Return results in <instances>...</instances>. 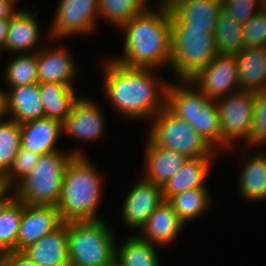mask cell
Returning <instances> with one entry per match:
<instances>
[{
  "label": "cell",
  "mask_w": 266,
  "mask_h": 266,
  "mask_svg": "<svg viewBox=\"0 0 266 266\" xmlns=\"http://www.w3.org/2000/svg\"><path fill=\"white\" fill-rule=\"evenodd\" d=\"M5 189L3 181L0 178V193Z\"/></svg>",
  "instance_id": "cell-43"
},
{
  "label": "cell",
  "mask_w": 266,
  "mask_h": 266,
  "mask_svg": "<svg viewBox=\"0 0 266 266\" xmlns=\"http://www.w3.org/2000/svg\"><path fill=\"white\" fill-rule=\"evenodd\" d=\"M19 0H0V19H11L20 9L16 8Z\"/></svg>",
  "instance_id": "cell-39"
},
{
  "label": "cell",
  "mask_w": 266,
  "mask_h": 266,
  "mask_svg": "<svg viewBox=\"0 0 266 266\" xmlns=\"http://www.w3.org/2000/svg\"><path fill=\"white\" fill-rule=\"evenodd\" d=\"M266 144V89L255 92V102L253 106V130L251 141L246 145L261 149V145Z\"/></svg>",
  "instance_id": "cell-35"
},
{
  "label": "cell",
  "mask_w": 266,
  "mask_h": 266,
  "mask_svg": "<svg viewBox=\"0 0 266 266\" xmlns=\"http://www.w3.org/2000/svg\"><path fill=\"white\" fill-rule=\"evenodd\" d=\"M57 6L47 33L49 40L85 36L97 28L99 0H60Z\"/></svg>",
  "instance_id": "cell-10"
},
{
  "label": "cell",
  "mask_w": 266,
  "mask_h": 266,
  "mask_svg": "<svg viewBox=\"0 0 266 266\" xmlns=\"http://www.w3.org/2000/svg\"><path fill=\"white\" fill-rule=\"evenodd\" d=\"M148 3L149 0H99V19L119 29L136 14L145 11L151 5Z\"/></svg>",
  "instance_id": "cell-31"
},
{
  "label": "cell",
  "mask_w": 266,
  "mask_h": 266,
  "mask_svg": "<svg viewBox=\"0 0 266 266\" xmlns=\"http://www.w3.org/2000/svg\"><path fill=\"white\" fill-rule=\"evenodd\" d=\"M245 48L266 47V5L242 26Z\"/></svg>",
  "instance_id": "cell-36"
},
{
  "label": "cell",
  "mask_w": 266,
  "mask_h": 266,
  "mask_svg": "<svg viewBox=\"0 0 266 266\" xmlns=\"http://www.w3.org/2000/svg\"><path fill=\"white\" fill-rule=\"evenodd\" d=\"M114 231L105 219L67 222L70 266L114 264L119 241Z\"/></svg>",
  "instance_id": "cell-5"
},
{
  "label": "cell",
  "mask_w": 266,
  "mask_h": 266,
  "mask_svg": "<svg viewBox=\"0 0 266 266\" xmlns=\"http://www.w3.org/2000/svg\"><path fill=\"white\" fill-rule=\"evenodd\" d=\"M213 157L188 158L181 170L163 186V196L169 200L173 195L193 188L206 187Z\"/></svg>",
  "instance_id": "cell-24"
},
{
  "label": "cell",
  "mask_w": 266,
  "mask_h": 266,
  "mask_svg": "<svg viewBox=\"0 0 266 266\" xmlns=\"http://www.w3.org/2000/svg\"><path fill=\"white\" fill-rule=\"evenodd\" d=\"M242 26L231 13L222 8L213 32L217 55L236 57L245 49Z\"/></svg>",
  "instance_id": "cell-28"
},
{
  "label": "cell",
  "mask_w": 266,
  "mask_h": 266,
  "mask_svg": "<svg viewBox=\"0 0 266 266\" xmlns=\"http://www.w3.org/2000/svg\"><path fill=\"white\" fill-rule=\"evenodd\" d=\"M147 137L159 147L176 150L188 158L214 157L217 151L186 121L166 106L149 122Z\"/></svg>",
  "instance_id": "cell-8"
},
{
  "label": "cell",
  "mask_w": 266,
  "mask_h": 266,
  "mask_svg": "<svg viewBox=\"0 0 266 266\" xmlns=\"http://www.w3.org/2000/svg\"><path fill=\"white\" fill-rule=\"evenodd\" d=\"M13 190V191H12ZM16 198L14 189L5 188L0 193V215L3 213L5 208Z\"/></svg>",
  "instance_id": "cell-40"
},
{
  "label": "cell",
  "mask_w": 266,
  "mask_h": 266,
  "mask_svg": "<svg viewBox=\"0 0 266 266\" xmlns=\"http://www.w3.org/2000/svg\"><path fill=\"white\" fill-rule=\"evenodd\" d=\"M37 13L20 8L10 19L5 45L2 48L3 52L7 51L12 54L35 53L43 47L42 30L36 17Z\"/></svg>",
  "instance_id": "cell-16"
},
{
  "label": "cell",
  "mask_w": 266,
  "mask_h": 266,
  "mask_svg": "<svg viewBox=\"0 0 266 266\" xmlns=\"http://www.w3.org/2000/svg\"><path fill=\"white\" fill-rule=\"evenodd\" d=\"M217 56L216 40L205 29L188 28L171 13V59L176 80H190Z\"/></svg>",
  "instance_id": "cell-6"
},
{
  "label": "cell",
  "mask_w": 266,
  "mask_h": 266,
  "mask_svg": "<svg viewBox=\"0 0 266 266\" xmlns=\"http://www.w3.org/2000/svg\"><path fill=\"white\" fill-rule=\"evenodd\" d=\"M265 5L266 0H223V8L242 25L248 22Z\"/></svg>",
  "instance_id": "cell-37"
},
{
  "label": "cell",
  "mask_w": 266,
  "mask_h": 266,
  "mask_svg": "<svg viewBox=\"0 0 266 266\" xmlns=\"http://www.w3.org/2000/svg\"><path fill=\"white\" fill-rule=\"evenodd\" d=\"M6 117L5 113V89H0V120Z\"/></svg>",
  "instance_id": "cell-42"
},
{
  "label": "cell",
  "mask_w": 266,
  "mask_h": 266,
  "mask_svg": "<svg viewBox=\"0 0 266 266\" xmlns=\"http://www.w3.org/2000/svg\"><path fill=\"white\" fill-rule=\"evenodd\" d=\"M87 155H74L62 179L57 208L63 222L104 219L99 213L104 180Z\"/></svg>",
  "instance_id": "cell-3"
},
{
  "label": "cell",
  "mask_w": 266,
  "mask_h": 266,
  "mask_svg": "<svg viewBox=\"0 0 266 266\" xmlns=\"http://www.w3.org/2000/svg\"><path fill=\"white\" fill-rule=\"evenodd\" d=\"M10 19H0V48L5 45Z\"/></svg>",
  "instance_id": "cell-41"
},
{
  "label": "cell",
  "mask_w": 266,
  "mask_h": 266,
  "mask_svg": "<svg viewBox=\"0 0 266 266\" xmlns=\"http://www.w3.org/2000/svg\"><path fill=\"white\" fill-rule=\"evenodd\" d=\"M240 91L266 89V47L245 48L236 56Z\"/></svg>",
  "instance_id": "cell-25"
},
{
  "label": "cell",
  "mask_w": 266,
  "mask_h": 266,
  "mask_svg": "<svg viewBox=\"0 0 266 266\" xmlns=\"http://www.w3.org/2000/svg\"><path fill=\"white\" fill-rule=\"evenodd\" d=\"M0 266H38L22 252L8 251L0 254Z\"/></svg>",
  "instance_id": "cell-38"
},
{
  "label": "cell",
  "mask_w": 266,
  "mask_h": 266,
  "mask_svg": "<svg viewBox=\"0 0 266 266\" xmlns=\"http://www.w3.org/2000/svg\"><path fill=\"white\" fill-rule=\"evenodd\" d=\"M158 245L133 234L122 242H116L117 266H160Z\"/></svg>",
  "instance_id": "cell-27"
},
{
  "label": "cell",
  "mask_w": 266,
  "mask_h": 266,
  "mask_svg": "<svg viewBox=\"0 0 266 266\" xmlns=\"http://www.w3.org/2000/svg\"><path fill=\"white\" fill-rule=\"evenodd\" d=\"M100 108L97 101L81 96L62 123L63 135L84 142H93L104 137L106 123Z\"/></svg>",
  "instance_id": "cell-13"
},
{
  "label": "cell",
  "mask_w": 266,
  "mask_h": 266,
  "mask_svg": "<svg viewBox=\"0 0 266 266\" xmlns=\"http://www.w3.org/2000/svg\"><path fill=\"white\" fill-rule=\"evenodd\" d=\"M21 147L40 155L55 152L63 134L62 123L48 117H41L20 124Z\"/></svg>",
  "instance_id": "cell-22"
},
{
  "label": "cell",
  "mask_w": 266,
  "mask_h": 266,
  "mask_svg": "<svg viewBox=\"0 0 266 266\" xmlns=\"http://www.w3.org/2000/svg\"><path fill=\"white\" fill-rule=\"evenodd\" d=\"M153 2L119 28L124 34L123 52L112 59L121 66L159 71L170 66L171 11L164 0Z\"/></svg>",
  "instance_id": "cell-2"
},
{
  "label": "cell",
  "mask_w": 266,
  "mask_h": 266,
  "mask_svg": "<svg viewBox=\"0 0 266 266\" xmlns=\"http://www.w3.org/2000/svg\"><path fill=\"white\" fill-rule=\"evenodd\" d=\"M103 62L100 66L103 94L119 116L128 121L146 119L149 122L166 106L169 82L157 78L158 70L127 68L112 57Z\"/></svg>",
  "instance_id": "cell-1"
},
{
  "label": "cell",
  "mask_w": 266,
  "mask_h": 266,
  "mask_svg": "<svg viewBox=\"0 0 266 266\" xmlns=\"http://www.w3.org/2000/svg\"><path fill=\"white\" fill-rule=\"evenodd\" d=\"M62 223L56 206L23 203L16 246L12 251L21 252L27 246L54 231Z\"/></svg>",
  "instance_id": "cell-14"
},
{
  "label": "cell",
  "mask_w": 266,
  "mask_h": 266,
  "mask_svg": "<svg viewBox=\"0 0 266 266\" xmlns=\"http://www.w3.org/2000/svg\"><path fill=\"white\" fill-rule=\"evenodd\" d=\"M122 201L121 218L127 229L136 234L155 209L165 201L163 187L139 177Z\"/></svg>",
  "instance_id": "cell-11"
},
{
  "label": "cell",
  "mask_w": 266,
  "mask_h": 266,
  "mask_svg": "<svg viewBox=\"0 0 266 266\" xmlns=\"http://www.w3.org/2000/svg\"><path fill=\"white\" fill-rule=\"evenodd\" d=\"M167 85L166 107L189 123L216 151L224 152V139L216 100L207 98L190 80Z\"/></svg>",
  "instance_id": "cell-4"
},
{
  "label": "cell",
  "mask_w": 266,
  "mask_h": 266,
  "mask_svg": "<svg viewBox=\"0 0 266 266\" xmlns=\"http://www.w3.org/2000/svg\"><path fill=\"white\" fill-rule=\"evenodd\" d=\"M144 150V166L142 179L164 186L168 180L178 173L188 157L163 147L156 146L147 136Z\"/></svg>",
  "instance_id": "cell-17"
},
{
  "label": "cell",
  "mask_w": 266,
  "mask_h": 266,
  "mask_svg": "<svg viewBox=\"0 0 266 266\" xmlns=\"http://www.w3.org/2000/svg\"><path fill=\"white\" fill-rule=\"evenodd\" d=\"M208 188H193L173 195L168 202L173 206L179 219L184 223L193 222L212 207Z\"/></svg>",
  "instance_id": "cell-29"
},
{
  "label": "cell",
  "mask_w": 266,
  "mask_h": 266,
  "mask_svg": "<svg viewBox=\"0 0 266 266\" xmlns=\"http://www.w3.org/2000/svg\"><path fill=\"white\" fill-rule=\"evenodd\" d=\"M74 155H87L83 150H58L40 156L29 174L13 189L16 198L32 205L57 207L62 191V179L67 164Z\"/></svg>",
  "instance_id": "cell-7"
},
{
  "label": "cell",
  "mask_w": 266,
  "mask_h": 266,
  "mask_svg": "<svg viewBox=\"0 0 266 266\" xmlns=\"http://www.w3.org/2000/svg\"><path fill=\"white\" fill-rule=\"evenodd\" d=\"M171 13L188 28L214 32L223 0H164Z\"/></svg>",
  "instance_id": "cell-19"
},
{
  "label": "cell",
  "mask_w": 266,
  "mask_h": 266,
  "mask_svg": "<svg viewBox=\"0 0 266 266\" xmlns=\"http://www.w3.org/2000/svg\"><path fill=\"white\" fill-rule=\"evenodd\" d=\"M255 154L245 155L237 182L239 195L252 203L266 201V152L256 150Z\"/></svg>",
  "instance_id": "cell-23"
},
{
  "label": "cell",
  "mask_w": 266,
  "mask_h": 266,
  "mask_svg": "<svg viewBox=\"0 0 266 266\" xmlns=\"http://www.w3.org/2000/svg\"><path fill=\"white\" fill-rule=\"evenodd\" d=\"M4 69V81L9 88L39 83L37 52L13 54V57L10 58Z\"/></svg>",
  "instance_id": "cell-30"
},
{
  "label": "cell",
  "mask_w": 266,
  "mask_h": 266,
  "mask_svg": "<svg viewBox=\"0 0 266 266\" xmlns=\"http://www.w3.org/2000/svg\"><path fill=\"white\" fill-rule=\"evenodd\" d=\"M5 89L7 118L21 124L45 117L39 83Z\"/></svg>",
  "instance_id": "cell-21"
},
{
  "label": "cell",
  "mask_w": 266,
  "mask_h": 266,
  "mask_svg": "<svg viewBox=\"0 0 266 266\" xmlns=\"http://www.w3.org/2000/svg\"><path fill=\"white\" fill-rule=\"evenodd\" d=\"M40 154L32 152L29 149L20 148L14 158L9 171L1 178L5 188L13 189L30 170L35 166L40 158Z\"/></svg>",
  "instance_id": "cell-34"
},
{
  "label": "cell",
  "mask_w": 266,
  "mask_h": 266,
  "mask_svg": "<svg viewBox=\"0 0 266 266\" xmlns=\"http://www.w3.org/2000/svg\"><path fill=\"white\" fill-rule=\"evenodd\" d=\"M190 81L212 100L240 91L236 57L217 55Z\"/></svg>",
  "instance_id": "cell-12"
},
{
  "label": "cell",
  "mask_w": 266,
  "mask_h": 266,
  "mask_svg": "<svg viewBox=\"0 0 266 266\" xmlns=\"http://www.w3.org/2000/svg\"><path fill=\"white\" fill-rule=\"evenodd\" d=\"M44 45L37 52V71L39 83H61L74 86L77 79L78 64L75 57L67 47Z\"/></svg>",
  "instance_id": "cell-15"
},
{
  "label": "cell",
  "mask_w": 266,
  "mask_h": 266,
  "mask_svg": "<svg viewBox=\"0 0 266 266\" xmlns=\"http://www.w3.org/2000/svg\"><path fill=\"white\" fill-rule=\"evenodd\" d=\"M22 210L23 202L15 198L0 215V254L15 248Z\"/></svg>",
  "instance_id": "cell-33"
},
{
  "label": "cell",
  "mask_w": 266,
  "mask_h": 266,
  "mask_svg": "<svg viewBox=\"0 0 266 266\" xmlns=\"http://www.w3.org/2000/svg\"><path fill=\"white\" fill-rule=\"evenodd\" d=\"M45 117L63 123L73 110L81 95H77L73 86L61 83H39Z\"/></svg>",
  "instance_id": "cell-26"
},
{
  "label": "cell",
  "mask_w": 266,
  "mask_h": 266,
  "mask_svg": "<svg viewBox=\"0 0 266 266\" xmlns=\"http://www.w3.org/2000/svg\"><path fill=\"white\" fill-rule=\"evenodd\" d=\"M38 266H70L67 222L21 251Z\"/></svg>",
  "instance_id": "cell-20"
},
{
  "label": "cell",
  "mask_w": 266,
  "mask_h": 266,
  "mask_svg": "<svg viewBox=\"0 0 266 266\" xmlns=\"http://www.w3.org/2000/svg\"><path fill=\"white\" fill-rule=\"evenodd\" d=\"M254 102L255 92L252 91H238L216 100L224 139V152L228 150L234 152L238 149L240 151L235 153L245 151L237 142L242 140L246 143L244 145H247L251 141Z\"/></svg>",
  "instance_id": "cell-9"
},
{
  "label": "cell",
  "mask_w": 266,
  "mask_h": 266,
  "mask_svg": "<svg viewBox=\"0 0 266 266\" xmlns=\"http://www.w3.org/2000/svg\"><path fill=\"white\" fill-rule=\"evenodd\" d=\"M20 148V124L4 117L0 120V178L9 171Z\"/></svg>",
  "instance_id": "cell-32"
},
{
  "label": "cell",
  "mask_w": 266,
  "mask_h": 266,
  "mask_svg": "<svg viewBox=\"0 0 266 266\" xmlns=\"http://www.w3.org/2000/svg\"><path fill=\"white\" fill-rule=\"evenodd\" d=\"M186 225L179 219L173 206L163 201L149 216L145 225L137 235L161 248L168 247L176 242V239Z\"/></svg>",
  "instance_id": "cell-18"
}]
</instances>
